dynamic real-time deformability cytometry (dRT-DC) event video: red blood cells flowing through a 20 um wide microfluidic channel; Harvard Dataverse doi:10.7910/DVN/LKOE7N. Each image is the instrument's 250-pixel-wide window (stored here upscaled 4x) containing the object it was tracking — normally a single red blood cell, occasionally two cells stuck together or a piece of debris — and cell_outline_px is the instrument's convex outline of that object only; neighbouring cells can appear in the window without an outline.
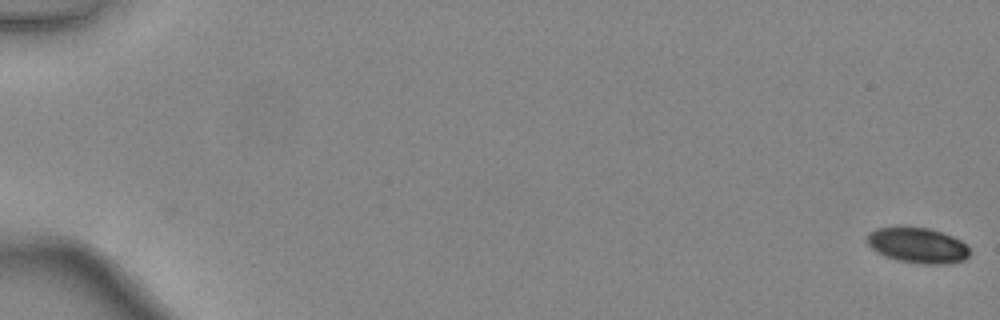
{"species": "common noctule bat (a hibernating species)", "species_latin": "Nyctalus noctula", "temperature_condition": "warm", "stored_images_in_passage": 49, "camera_frame_rate_fps": 3000, "um_per_image_px": 0.085, "animal": {"sex": "female", "body_mass_g": 24.6, "forearm_length_mm": 56.2}, "frame": {"image": 1, "passage_image": 1, "time_ms": 0.0, "image_size_px": [1000, 320], "cell_outline_px": [[968, 256], [964, 260], [948, 264], [924, 264], [896, 260], [884, 256], [876, 252], [868, 244], [868, 232], [876, 228], [928, 228], [952, 236], [960, 240], [968, 248]], "centroid_in_image_um": [77.99, 20.88], "position_along_channel_um": 7.0, "area_um2": 20.87}}
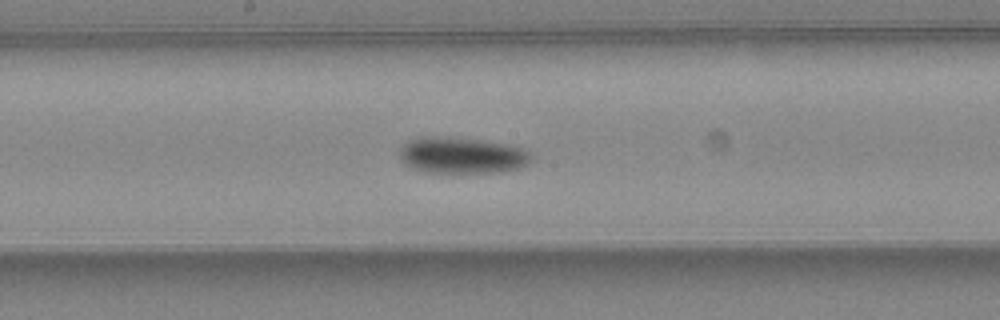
{"frame": {"image": 2, "passage_image": 28, "time_ms": 9.0, "image_size_px": [1000, 320], "cell_outline_px": [[532, 160], [528, 164], [520, 168], [500, 172], [424, 172], [412, 168], [404, 164], [400, 160], [400, 144], [408, 140], [420, 136], [448, 136], [484, 140], [508, 144], [524, 148], [532, 152]], "centroid_in_image_um": [39.26, 13.18], "position_along_channel_um": 208.9, "area_um2": 28.55}}
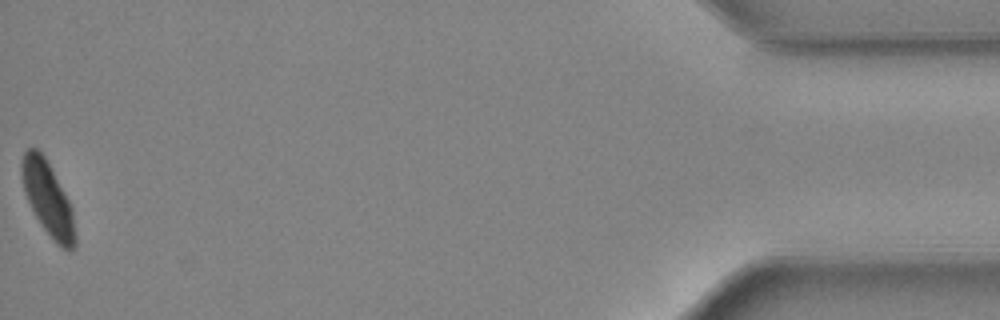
{"frame": {"image": 3, "passage_image": 49, "time_ms": 16.0, "image_size_px": [1000, 320], "cell_outline_px": [[76, 248], [60, 248], [56, 244], [40, 224], [24, 192], [20, 176], [20, 160], [24, 152], [28, 148], [36, 148], [44, 156], [64, 192], [72, 208], [76, 236]], "centroid_in_image_um": [4.05, 16.89], "position_along_channel_um": 431.2, "area_um2": 22.89}, "authors_computed_cell_mechanics": {"area_um2": 25.2008, "velocity_mm_per_s": 4.4227, "shape_relaxation_time_tau1_ms": 3.2067, "shape_relaxation_time_tau2_ms": 10.3051, "deformation_change_tau1": 0.1328, "deformation_change_tau2": 0.1531}}